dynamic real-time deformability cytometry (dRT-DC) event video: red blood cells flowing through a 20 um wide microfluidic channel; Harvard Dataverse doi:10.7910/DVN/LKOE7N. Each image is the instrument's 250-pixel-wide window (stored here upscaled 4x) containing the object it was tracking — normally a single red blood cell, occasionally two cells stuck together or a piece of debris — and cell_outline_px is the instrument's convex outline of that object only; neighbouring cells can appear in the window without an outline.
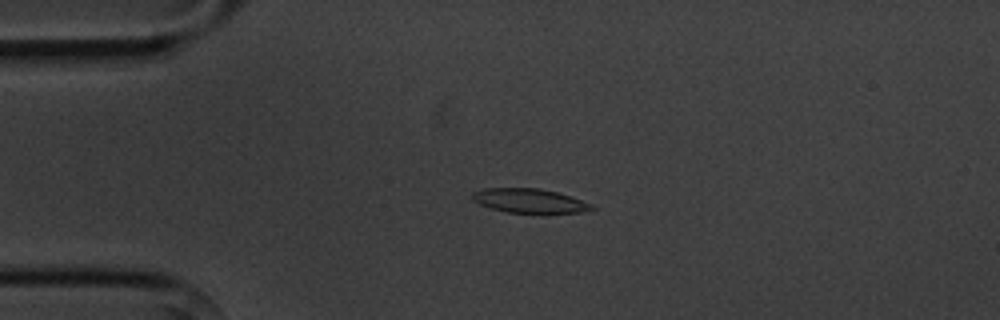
{"species": "common noctule bat (a hibernating species)", "species_latin": "Nyctalus noctula", "temperature_condition": "cold", "stored_images_in_passage": 5, "camera_frame_rate_fps": 3000, "um_per_image_px": 0.085, "animal": {"sex": "male", "body_mass_g": 20.1, "forearm_length_mm": 53.5}, "frame": {"image": 1, "passage_image": 3, "time_ms": 2.333, "image_size_px": [1000, 320], "cell_outline_px": [[596, 208], [580, 212], [548, 216], [508, 212], [492, 208], [480, 204], [472, 200], [472, 192], [484, 188], [540, 188], [556, 192], [592, 204]], "centroid_in_image_um": [45.04, 17.11], "position_along_channel_um": 40.0, "area_um2": 17.46}}
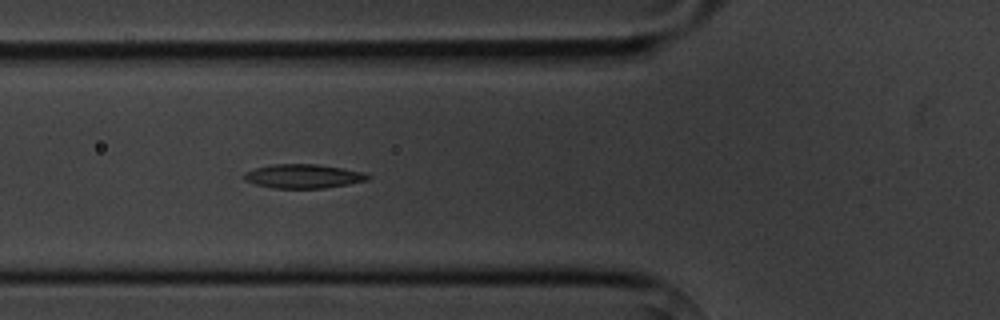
{"frame": {"image": 2, "passage_image": 5, "time_ms": 4.667, "image_size_px": [1000, 320], "cell_outline_px": [[372, 176], [368, 180], [348, 184], [324, 188], [272, 188], [256, 184], [244, 180], [244, 172], [256, 168], [272, 164], [316, 164], [364, 172]], "centroid_in_image_um": [25.78, 14.98], "position_along_channel_um": 100.0, "area_um2": 17.22}}